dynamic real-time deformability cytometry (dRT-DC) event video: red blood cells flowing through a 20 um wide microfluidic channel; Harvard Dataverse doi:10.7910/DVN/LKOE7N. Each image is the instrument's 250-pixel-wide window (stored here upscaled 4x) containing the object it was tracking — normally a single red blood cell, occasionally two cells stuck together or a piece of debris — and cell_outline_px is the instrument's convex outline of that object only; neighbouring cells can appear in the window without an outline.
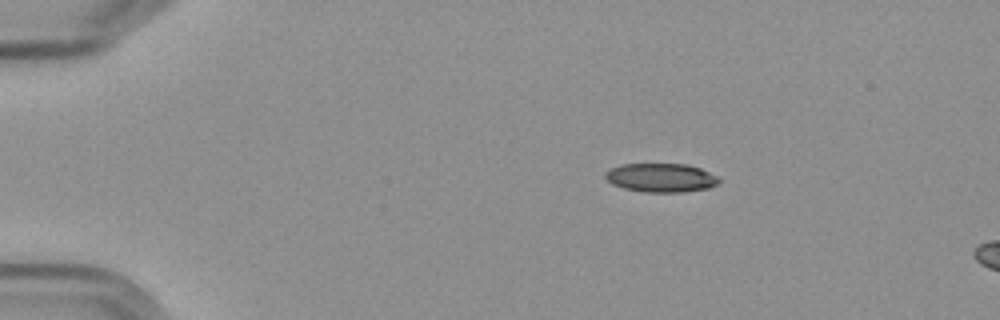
{"species": "Egyptian fruit bat (a non-hibernating species)", "species_latin": "Rousettus aegyptiacus", "temperature_condition": "cold", "stored_images_in_passage": 5, "camera_frame_rate_fps": 3000, "um_per_image_px": 0.085, "frame": {"image": 1, "passage_image": 3, "time_ms": 3.0, "image_size_px": [1000, 320], "cell_outline_px": [[720, 180], [716, 184], [708, 188], [680, 192], [648, 192], [624, 188], [612, 184], [604, 176], [604, 172], [608, 168], [620, 164], [688, 164], [700, 168], [720, 176]], "centroid_in_image_um": [56.17, 15.09], "position_along_channel_um": 28.8, "area_um2": 19.19}}